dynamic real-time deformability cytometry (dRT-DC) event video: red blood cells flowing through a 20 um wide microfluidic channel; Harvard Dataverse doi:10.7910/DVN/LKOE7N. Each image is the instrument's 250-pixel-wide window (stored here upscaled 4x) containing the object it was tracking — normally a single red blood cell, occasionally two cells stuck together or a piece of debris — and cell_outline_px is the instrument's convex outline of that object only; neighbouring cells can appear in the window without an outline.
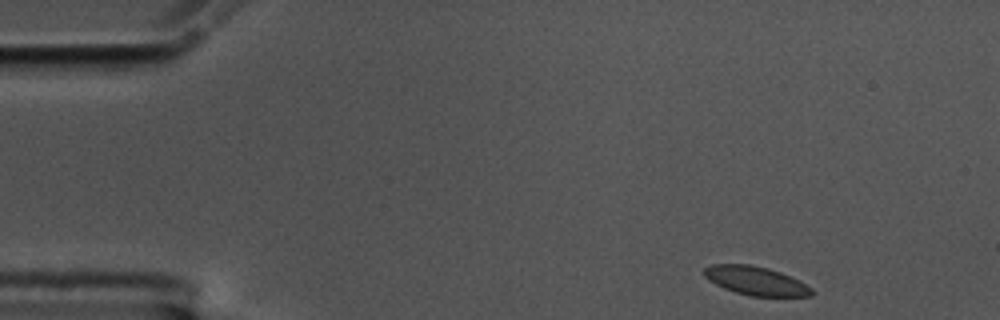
{"species": "common noctule bat (a hibernating species)", "species_latin": "Nyctalus noctula", "temperature_condition": "cold", "stored_images_in_passage": 52, "camera_frame_rate_fps": 3000, "um_per_image_px": 0.085, "animal": {"sex": "male", "body_mass_g": 17.5, "forearm_length_mm": 52.3}, "frame": {"image": 1, "passage_image": 1, "time_ms": 0.0, "image_size_px": [1000, 320], "cell_outline_px": [[816, 292], [812, 296], [752, 296], [736, 292], [724, 288], [708, 280], [704, 276], [704, 268], [712, 264], [752, 264], [768, 268], [780, 272], [812, 288]], "centroid_in_image_um": [64.23, 23.86], "position_along_channel_um": 20.8, "area_um2": 17.86}}
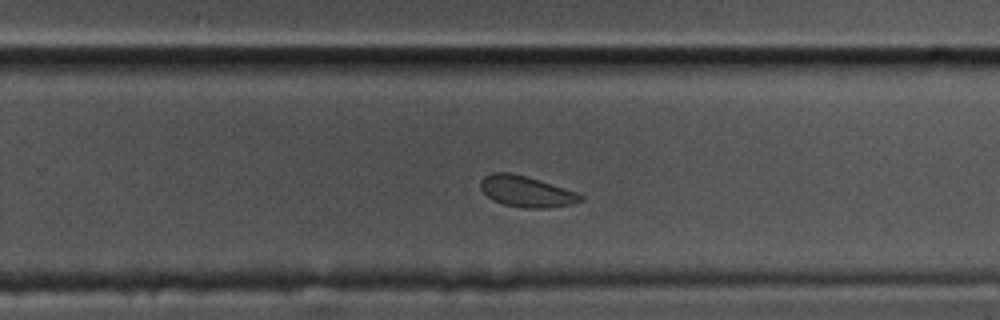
{"frame": {"image": 2, "passage_image": 31, "time_ms": 10.0, "image_size_px": [1000, 320], "cell_outline_px": [[584, 200], [572, 204], [548, 208], [524, 208], [504, 204], [492, 200], [480, 188], [480, 180], [484, 176], [492, 172], [508, 172], [524, 176], [580, 192], [584, 196]], "centroid_in_image_um": [44.77, 16.28], "position_along_channel_um": 285.0, "area_um2": 18.15}}
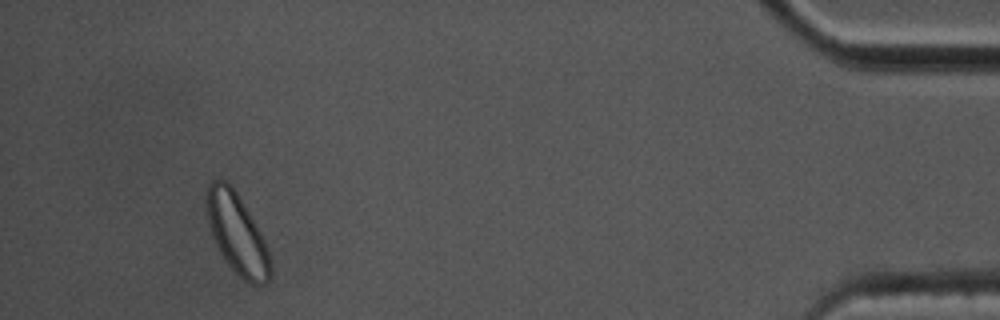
{"frame": {"image": 3, "passage_image": 48, "time_ms": 15.667, "image_size_px": [1000, 320], "cell_outline_px": [[272, 272], [268, 280], [264, 284], [252, 284], [244, 280], [224, 260], [212, 236], [208, 224], [208, 184], [212, 180], [224, 180], [236, 192], [256, 224], [264, 240], [272, 264]], "centroid_in_image_um": [20.17, 19.91], "position_along_channel_um": 415.0, "area_um2": 29.19}, "authors_computed_cell_mechanics": {"area_um2": 18.6116, "velocity_mm_per_s": 3.4861, "shape_relaxation_time_tau1_ms": 2.407, "shape_relaxation_time_tau2_ms": null, "deformation_change_tau1": 0.0547, "deformation_change_tau2": null}}